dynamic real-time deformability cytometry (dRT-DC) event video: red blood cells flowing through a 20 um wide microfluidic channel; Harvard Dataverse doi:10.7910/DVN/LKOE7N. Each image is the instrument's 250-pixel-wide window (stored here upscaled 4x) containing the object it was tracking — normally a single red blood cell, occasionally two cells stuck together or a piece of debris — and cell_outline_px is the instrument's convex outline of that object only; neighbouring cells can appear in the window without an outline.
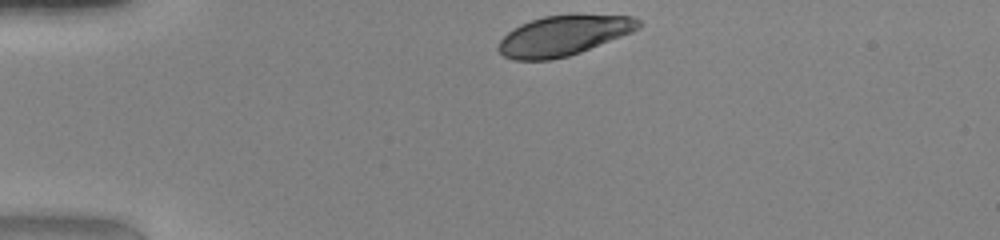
{"species": "human", "species_latin": "Homo sapiens", "temperature_condition": "warm", "stored_images_in_passage": 31, "camera_frame_rate_fps": 3000, "um_per_image_px": 0.085, "donor": {"sex": "female"}, "frame": {"image": 1, "passage_image": 1, "time_ms": 0.0, "image_size_px": [1000, 240], "cell_outline_px": [[644, 24], [640, 28], [632, 32], [580, 52], [568, 56], [552, 60], [512, 60], [504, 56], [496, 48], [500, 40], [508, 32], [520, 24], [544, 16], [576, 12], [632, 16], [640, 20]], "centroid_in_image_um": [47.94, 2.98], "position_along_channel_um": 37.1, "area_um2": 33.52}}
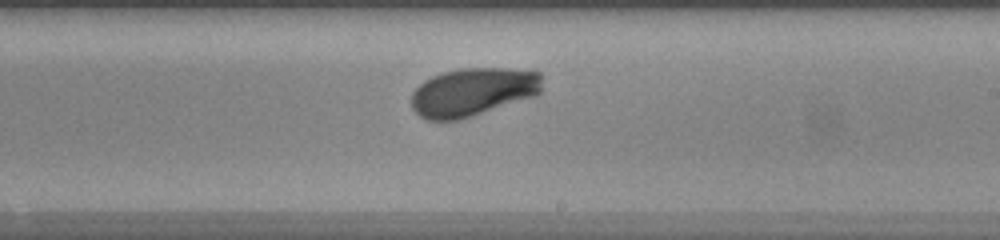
{"frame": {"image": 2, "passage_image": 20, "time_ms": 6.333, "image_size_px": [1000, 240], "cell_outline_px": [[540, 92], [536, 96], [460, 120], [424, 120], [412, 108], [412, 92], [424, 80], [432, 76], [444, 72], [460, 68], [508, 68], [540, 72]], "centroid_in_image_um": [40.18, 7.82], "position_along_channel_um": 248.8, "area_um2": 36.88}}
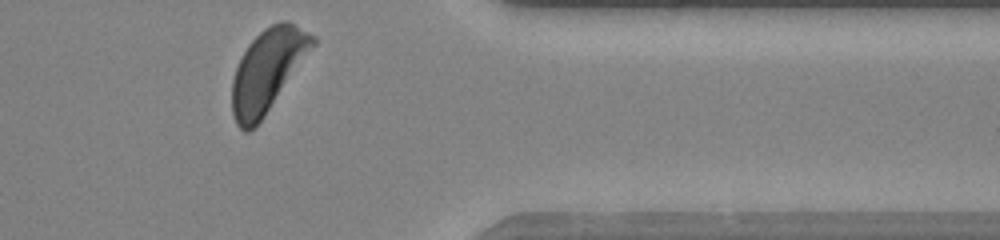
{"frame": {"image": 3, "passage_image": 31, "time_ms": 10.0, "image_size_px": [1000, 240], "cell_outline_px": [[316, 44], [264, 116], [248, 132], [244, 132], [236, 124], [232, 112], [232, 80], [236, 68], [248, 44], [264, 28], [280, 20], [288, 20], [316, 36]], "centroid_in_image_um": [22.75, 5.95], "position_along_channel_um": 388.6, "area_um2": 38.26}, "authors_computed_cell_mechanics": {"area_um2": 37.0498, "velocity_mm_per_s": 4.1531, "shape_relaxation_time_tau1_ms": 2.2741, "shape_relaxation_time_tau2_ms": null, "deformation_change_tau1": 0.1493, "deformation_change_tau2": null}}